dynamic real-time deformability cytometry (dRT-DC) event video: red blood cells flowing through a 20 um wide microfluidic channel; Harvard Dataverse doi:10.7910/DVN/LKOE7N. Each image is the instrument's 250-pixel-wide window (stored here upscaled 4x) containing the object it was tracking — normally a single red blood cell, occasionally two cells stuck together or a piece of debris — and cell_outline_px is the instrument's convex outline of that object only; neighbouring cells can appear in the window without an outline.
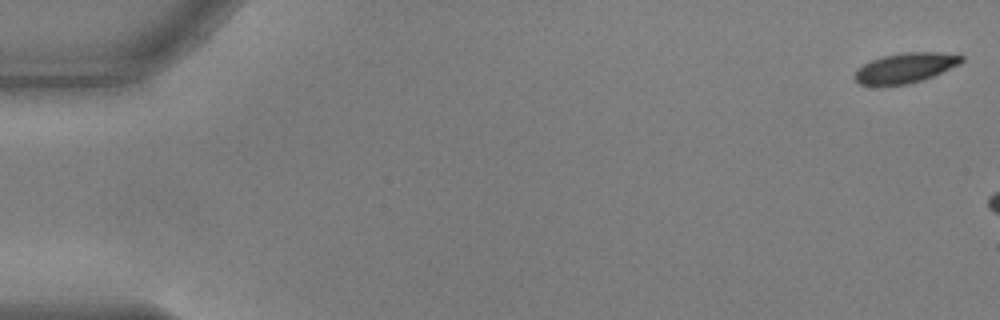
{"species": "common noctule bat (a hibernating species)", "species_latin": "Nyctalus noctula", "temperature_condition": "warm", "stored_images_in_passage": 3, "camera_frame_rate_fps": 3000, "um_per_image_px": 0.085, "animal": {"sex": "male", "body_mass_g": 17.9, "forearm_length_mm": 54.2}, "frame": {"image": 1, "passage_image": 1, "time_ms": 0.0, "image_size_px": [1000, 320], "cell_outline_px": [[964, 60], [960, 64], [932, 76], [908, 84], [884, 88], [860, 84], [852, 76], [856, 68], [880, 56], [904, 52], [940, 52], [964, 56]], "centroid_in_image_um": [76.88, 5.8], "position_along_channel_um": 8.1, "area_um2": 19.19}}